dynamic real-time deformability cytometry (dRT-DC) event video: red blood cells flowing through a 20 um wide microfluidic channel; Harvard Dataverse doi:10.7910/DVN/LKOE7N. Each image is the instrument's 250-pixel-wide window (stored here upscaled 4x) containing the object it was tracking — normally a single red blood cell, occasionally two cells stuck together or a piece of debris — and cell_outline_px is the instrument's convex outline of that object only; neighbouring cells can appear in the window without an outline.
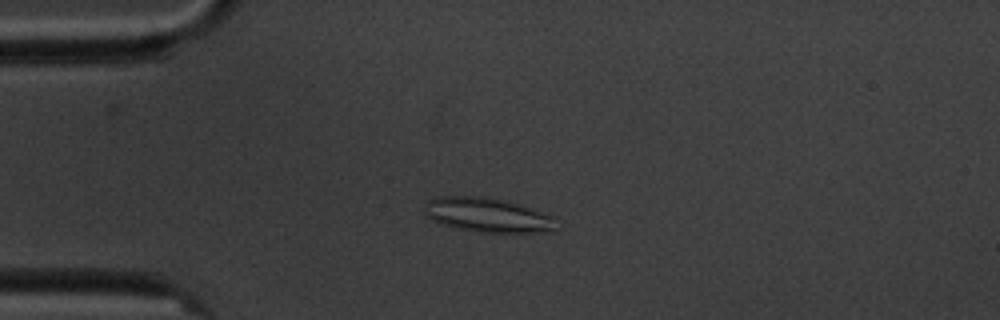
{"species": "common noctule bat (a hibernating species)", "species_latin": "Nyctalus noctula", "temperature_condition": "cold", "stored_images_in_passage": 6, "camera_frame_rate_fps": 3000, "um_per_image_px": 0.085, "animal": {"sex": "male", "body_mass_g": 20.1, "forearm_length_mm": 53.5}, "frame": {"image": 1, "passage_image": 3, "time_ms": 2.333, "image_size_px": [1000, 320], "cell_outline_px": [[556, 228], [552, 232], [480, 232], [460, 228], [444, 224], [432, 220], [424, 216], [424, 208], [428, 200], [436, 196], [480, 196], [504, 200], [552, 216]], "centroid_in_image_um": [41.38, 18.27], "position_along_channel_um": 43.6, "area_um2": 26.01}}
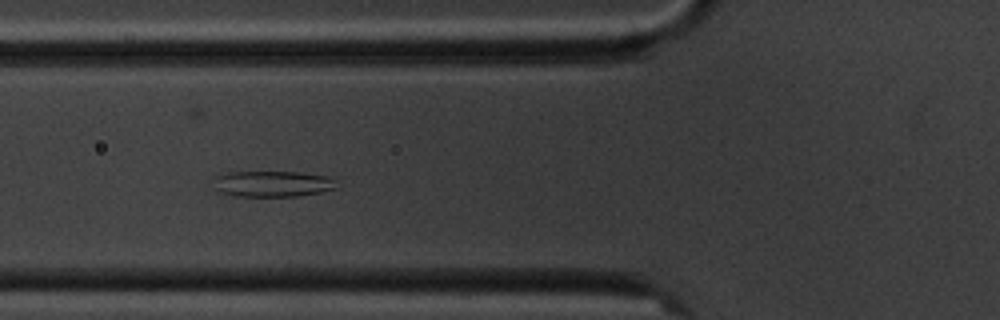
{"frame": {"image": 2, "passage_image": 5, "time_ms": 4.667, "image_size_px": [1000, 320], "cell_outline_px": [[340, 188], [320, 192], [296, 196], [232, 196], [216, 192], [212, 188], [216, 176], [228, 172], [296, 172], [328, 176], [336, 180]], "centroid_in_image_um": [23.15, 15.63], "position_along_channel_um": 102.7, "area_um2": 18.96}}